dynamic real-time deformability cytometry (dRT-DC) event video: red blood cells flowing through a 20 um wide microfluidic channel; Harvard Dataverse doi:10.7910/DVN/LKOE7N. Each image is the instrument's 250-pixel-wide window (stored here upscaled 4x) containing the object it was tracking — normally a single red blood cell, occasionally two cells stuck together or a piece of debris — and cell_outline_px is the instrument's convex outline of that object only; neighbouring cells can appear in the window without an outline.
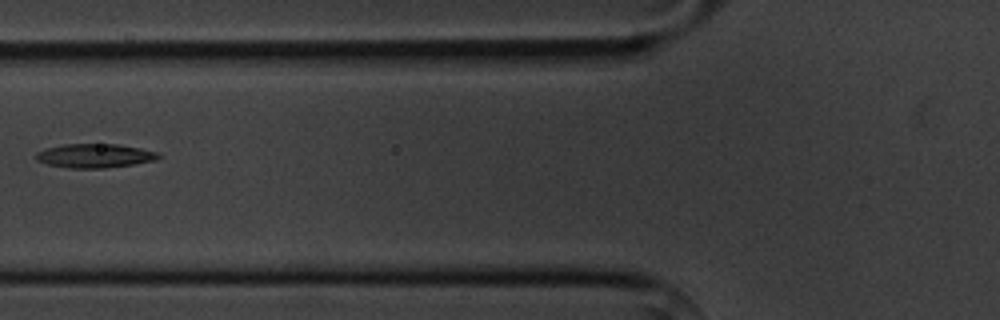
{"species": "common noctule bat (a hibernating species)", "species_latin": "Nyctalus noctula", "temperature_condition": "cold", "stored_images_in_passage": 3, "camera_frame_rate_fps": 3000, "um_per_image_px": 0.085, "animal": {"sex": "male", "body_mass_g": 20.1, "forearm_length_mm": 53.5}, "frame": {"image": 1, "passage_image": 2, "time_ms": 1.333, "image_size_px": [1000, 320], "cell_outline_px": [[160, 156], [156, 160], [132, 164], [104, 168], [68, 168], [48, 164], [36, 160], [36, 152], [48, 148], [64, 144], [116, 144], [140, 148], [156, 152]], "centroid_in_image_um": [8.03, 13.24], "position_along_channel_um": 117.8, "area_um2": 16.88}}
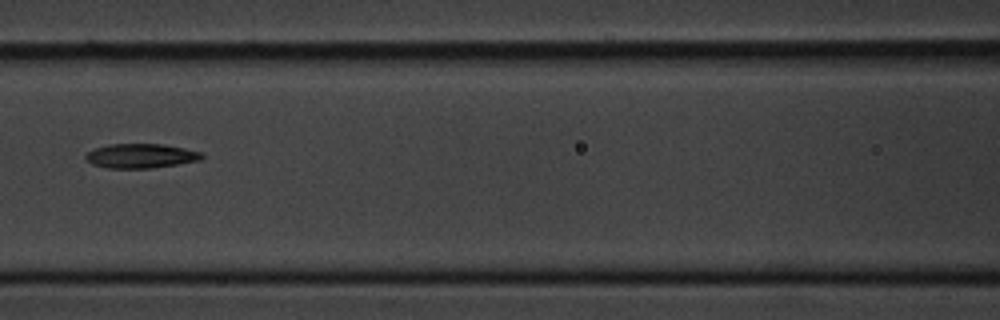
{"frame": {"image": 2, "passage_image": 3, "time_ms": 2.333, "image_size_px": [1000, 320], "cell_outline_px": [[204, 156], [200, 160], [152, 168], [108, 168], [92, 164], [84, 156], [88, 152], [96, 148], [108, 144], [164, 144], [184, 148], [200, 152]], "centroid_in_image_um": [11.96, 13.25], "position_along_channel_um": 154.6, "area_um2": 16.36}}